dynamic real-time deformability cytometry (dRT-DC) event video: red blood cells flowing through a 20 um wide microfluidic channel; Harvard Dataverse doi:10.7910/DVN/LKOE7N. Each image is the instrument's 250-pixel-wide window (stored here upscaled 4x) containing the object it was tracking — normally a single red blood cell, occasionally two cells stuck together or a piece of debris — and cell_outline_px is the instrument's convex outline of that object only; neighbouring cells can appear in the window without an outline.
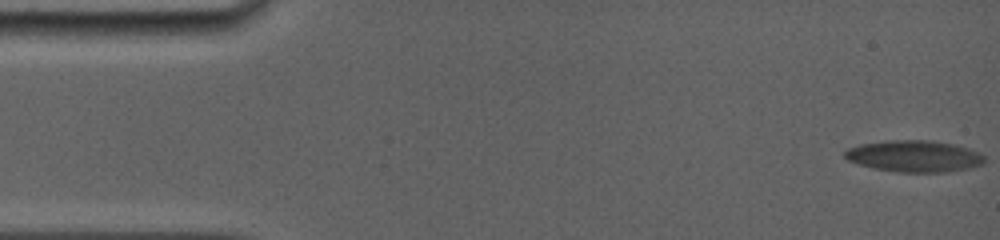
{"species": "common noctule bat (a hibernating species)", "species_latin": "Nyctalus noctula", "temperature_condition": "room temperature", "stored_images_in_passage": 57, "camera_frame_rate_fps": 5000, "um_per_image_px": 0.085, "animal": {"sex": "female", "body_mass_g": 19.0, "forearm_length_mm": 56.7}, "frame": {"image": 1, "passage_image": 1, "time_ms": 0.0, "image_size_px": [1000, 240], "cell_outline_px": [[984, 164], [972, 168], [948, 172], [896, 172], [876, 168], [860, 164], [848, 160], [844, 156], [844, 152], [848, 148], [860, 144], [888, 140], [928, 140], [952, 144], [968, 148], [984, 156]], "centroid_in_image_um": [77.72, 13.28], "position_along_channel_um": 7.3, "area_um2": 25.61}}
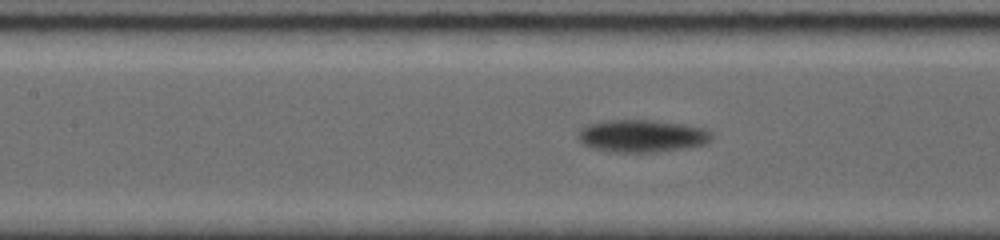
{"frame": {"image": 2, "passage_image": 25, "time_ms": 7.4, "image_size_px": [1000, 240], "cell_outline_px": [[712, 136], [704, 144], [684, 148], [656, 152], [612, 152], [596, 148], [584, 144], [576, 136], [576, 132], [580, 128], [588, 124], [608, 120], [656, 120], [704, 128], [712, 132]], "centroid_in_image_um": [54.53, 11.55], "position_along_channel_um": 152.9, "area_um2": 25.14}}
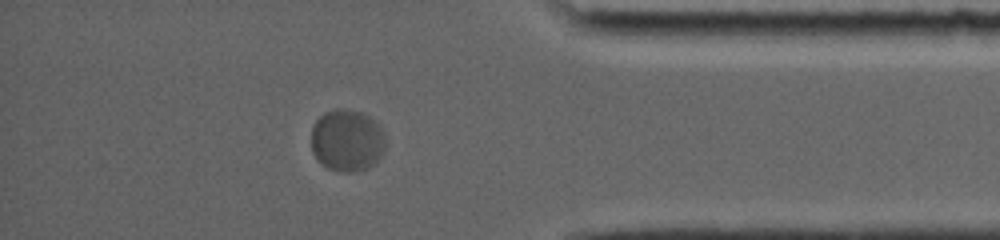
{"frame": {"image": 3, "passage_image": 49, "time_ms": 14.6, "image_size_px": [1000, 240], "cell_outline_px": [[384, 152], [368, 168], [356, 172], [344, 172], [328, 168], [320, 164], [316, 160], [312, 152], [312, 128], [316, 120], [324, 112], [336, 108], [344, 108], [364, 112], [380, 124], [384, 136]], "centroid_in_image_um": [29.49, 11.92], "position_along_channel_um": 405.7, "area_um2": 27.22}, "authors_computed_cell_mechanics": {"area_um2": 25.3164, "velocity_mm_per_s": 3.6745, "shape_relaxation_time_tau1_ms": 4.0106, "shape_relaxation_time_tau2_ms": null, "deformation_change_tau1": 0.1456, "deformation_change_tau2": null}}